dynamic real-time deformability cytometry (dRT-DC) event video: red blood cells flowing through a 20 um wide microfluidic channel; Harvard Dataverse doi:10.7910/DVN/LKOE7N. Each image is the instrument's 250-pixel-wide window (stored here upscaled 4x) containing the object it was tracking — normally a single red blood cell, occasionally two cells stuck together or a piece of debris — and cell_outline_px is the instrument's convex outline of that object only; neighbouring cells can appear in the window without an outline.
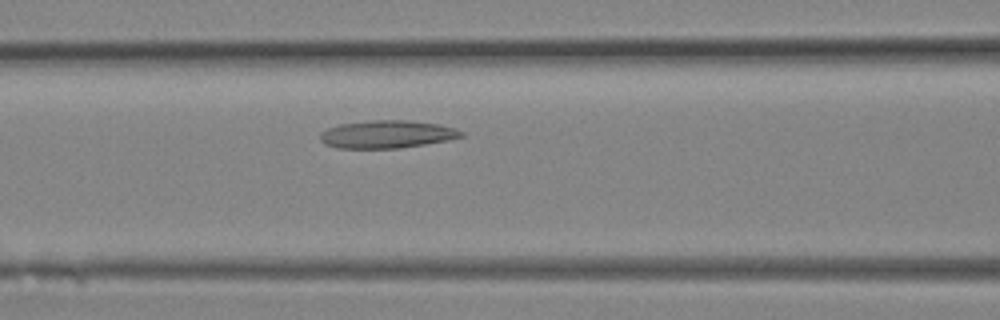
{"species": "Egyptian fruit bat (a non-hibernating species)", "species_latin": "Rousettus aegyptiacus", "temperature_condition": "room temperature", "stored_images_in_passage": 16, "camera_frame_rate_fps": 3000, "um_per_image_px": 0.085, "animal": {"sex": "female"}, "frame": {"image": 1, "passage_image": 9, "time_ms": 2.667, "image_size_px": [1000, 320], "cell_outline_px": [[464, 136], [448, 140], [400, 148], [336, 148], [324, 144], [320, 140], [320, 132], [328, 128], [340, 124], [368, 120], [404, 120], [440, 124], [456, 128], [464, 132]], "centroid_in_image_um": [32.89, 11.41], "position_along_channel_um": 133.7, "area_um2": 22.95}}
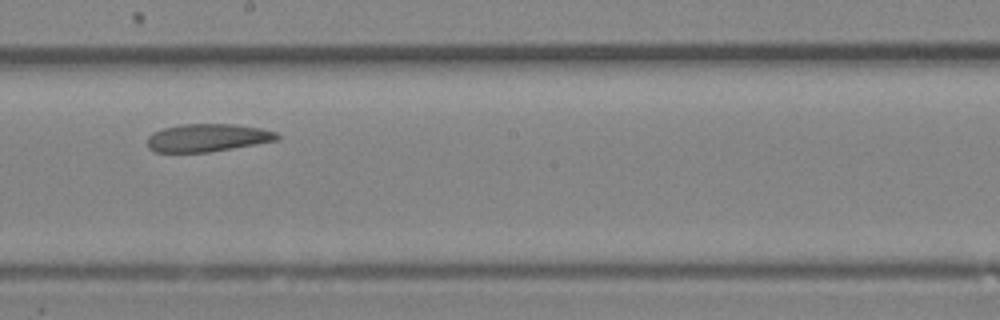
{"frame": {"image": 2, "passage_image": 13, "time_ms": 4.0, "image_size_px": [1000, 320], "cell_outline_px": [[280, 140], [208, 152], [156, 152], [148, 148], [148, 136], [152, 132], [164, 128], [180, 124], [236, 124], [260, 128], [276, 132], [280, 136]], "centroid_in_image_um": [17.65, 11.7], "position_along_channel_um": 230.6, "area_um2": 21.1}}
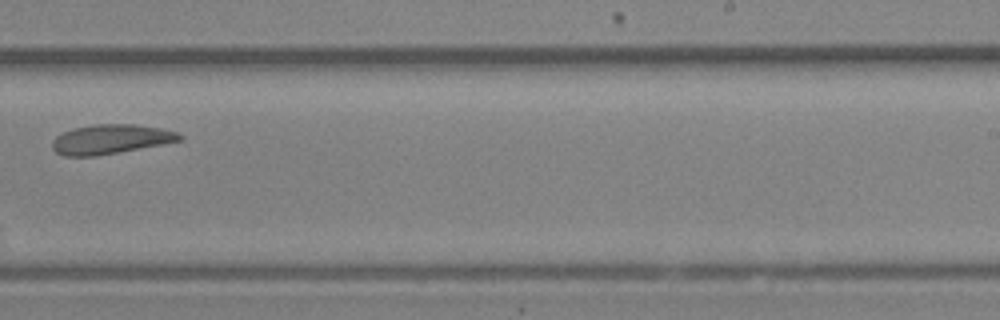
{"frame": {"image": 3, "passage_image": 15, "time_ms": 4.667, "image_size_px": [1000, 320], "cell_outline_px": [[184, 140], [96, 156], [64, 156], [56, 152], [52, 148], [52, 140], [56, 136], [72, 128], [96, 124], [132, 124], [160, 128], [176, 132], [184, 136]], "centroid_in_image_um": [9.4, 11.83], "position_along_channel_um": 279.6, "area_um2": 21.79}}